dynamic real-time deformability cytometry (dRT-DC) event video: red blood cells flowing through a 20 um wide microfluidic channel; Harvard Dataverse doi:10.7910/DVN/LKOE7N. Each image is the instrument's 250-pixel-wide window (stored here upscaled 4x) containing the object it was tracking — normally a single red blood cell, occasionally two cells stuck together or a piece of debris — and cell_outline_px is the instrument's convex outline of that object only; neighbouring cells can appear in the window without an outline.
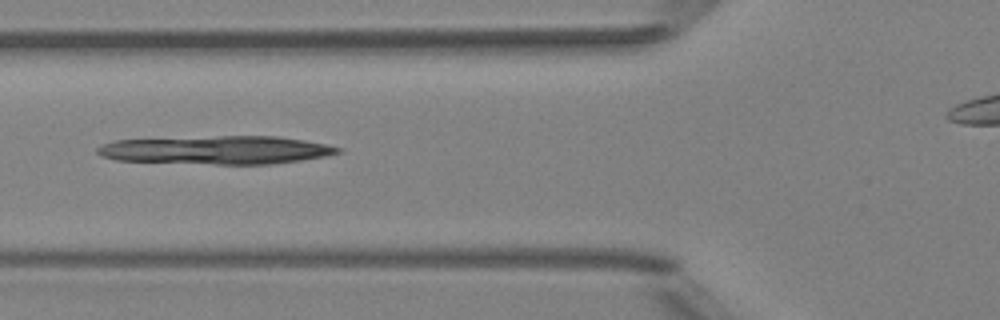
{"species": "Egyptian fruit bat (a non-hibernating species)", "species_latin": "Rousettus aegyptiacus", "temperature_condition": "room temperature", "stored_images_in_passage": 34, "camera_frame_rate_fps": 3000, "um_per_image_px": 0.085, "animal": {"sex": "female"}, "frame": {"image": 1, "passage_image": 8, "time_ms": 2.333, "image_size_px": [1000, 320], "cell_outline_px": [[344, 152], [324, 156], [300, 160], [272, 164], [216, 164], [116, 160], [104, 156], [96, 152], [96, 148], [104, 144], [116, 140], [220, 136], [276, 136], [304, 140], [324, 144], [340, 148]], "centroid_in_image_um": [18.43, 12.75], "position_along_channel_um": 107.4, "area_um2": 39.3}}